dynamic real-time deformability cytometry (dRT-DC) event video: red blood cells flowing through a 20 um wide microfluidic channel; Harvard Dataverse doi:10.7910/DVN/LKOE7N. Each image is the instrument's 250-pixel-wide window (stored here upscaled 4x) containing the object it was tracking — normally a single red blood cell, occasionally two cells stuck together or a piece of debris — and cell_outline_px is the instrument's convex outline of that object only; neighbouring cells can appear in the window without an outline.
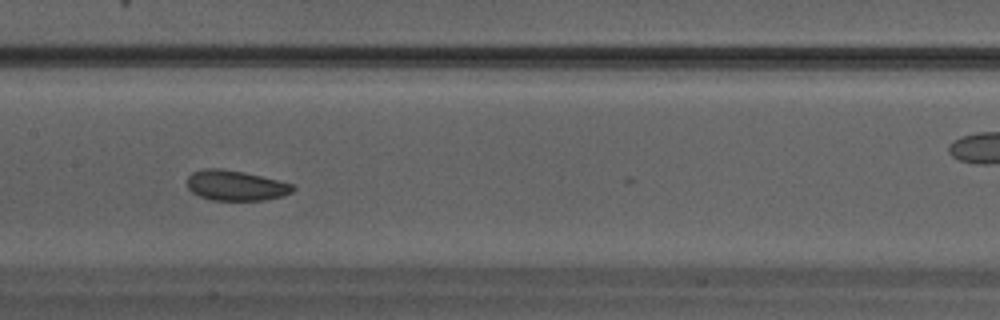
{"species": "Egyptian fruit bat (a non-hibernating species)", "species_latin": "Rousettus aegyptiacus", "temperature_condition": "warm", "stored_images_in_passage": 15, "camera_frame_rate_fps": 3000, "um_per_image_px": 0.085, "animal": {"sex": "male"}, "frame": {"image": 1, "passage_image": 14, "time_ms": 4.333, "image_size_px": [1000, 320], "cell_outline_px": [[296, 188], [292, 192], [280, 196], [264, 200], [212, 200], [200, 196], [192, 192], [188, 188], [188, 176], [192, 172], [204, 168], [220, 168], [244, 172], [292, 184]], "centroid_in_image_um": [20.0, 15.76], "position_along_channel_um": 187.4, "area_um2": 18.44}}